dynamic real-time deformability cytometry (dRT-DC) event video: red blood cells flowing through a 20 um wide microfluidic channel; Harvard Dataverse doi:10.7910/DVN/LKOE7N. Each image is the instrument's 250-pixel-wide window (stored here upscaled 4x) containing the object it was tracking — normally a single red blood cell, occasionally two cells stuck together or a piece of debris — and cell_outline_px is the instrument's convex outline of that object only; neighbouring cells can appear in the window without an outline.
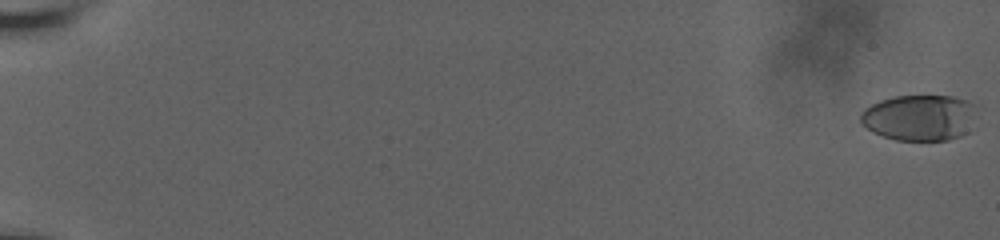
{"species": "human", "species_latin": "Homo sapiens", "temperature_condition": "room temperature", "stored_images_in_passage": 42, "camera_frame_rate_fps": 3000, "um_per_image_px": 0.085, "donor": {"sex": "male"}, "frame": {"image": 1, "passage_image": 1, "time_ms": 0.0, "image_size_px": [1000, 240], "cell_outline_px": [[976, 104], [968, 132], [960, 136], [948, 140], [896, 140], [872, 132], [860, 120], [860, 116], [864, 108], [880, 100], [896, 96], [952, 96], [968, 100]], "centroid_in_image_um": [78.16, 9.99], "position_along_channel_um": 6.8, "area_um2": 30.98}}
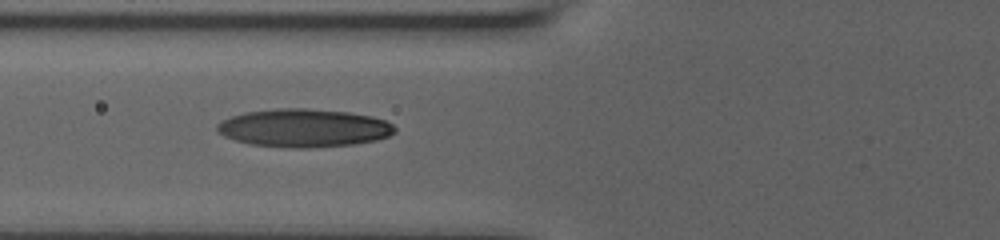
{"frame": {"image": 2, "passage_image": 24, "time_ms": 9.0, "image_size_px": [1000, 240], "cell_outline_px": [[396, 132], [388, 136], [376, 140], [356, 144], [312, 148], [288, 148], [252, 144], [236, 140], [224, 136], [216, 128], [216, 124], [232, 116], [244, 112], [276, 108], [308, 108], [348, 112], [372, 116], [384, 120], [392, 124], [396, 128]], "centroid_in_image_um": [25.85, 10.88], "position_along_channel_um": 100.0, "area_um2": 39.65}}
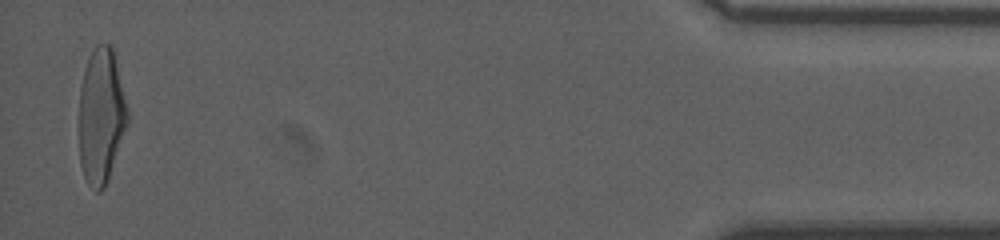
{"frame": {"image": 3, "passage_image": 42, "time_ms": 20.0, "image_size_px": [1000, 240], "cell_outline_px": [[128, 124], [104, 188], [100, 192], [96, 192], [88, 184], [84, 176], [80, 164], [80, 88], [84, 72], [88, 60], [96, 44], [112, 44], [128, 112]], "centroid_in_image_um": [8.6, 9.87], "position_along_channel_um": 426.6, "area_um2": 37.74}, "authors_computed_cell_mechanics": {"area_um2": 35.1135, "velocity_mm_per_s": 3.6675, "shape_relaxation_time_tau1_ms": 4.8261, "shape_relaxation_time_tau2_ms": 1.4288, "deformation_change_tau1": 0.2085, "deformation_change_tau2": 0.0795}}